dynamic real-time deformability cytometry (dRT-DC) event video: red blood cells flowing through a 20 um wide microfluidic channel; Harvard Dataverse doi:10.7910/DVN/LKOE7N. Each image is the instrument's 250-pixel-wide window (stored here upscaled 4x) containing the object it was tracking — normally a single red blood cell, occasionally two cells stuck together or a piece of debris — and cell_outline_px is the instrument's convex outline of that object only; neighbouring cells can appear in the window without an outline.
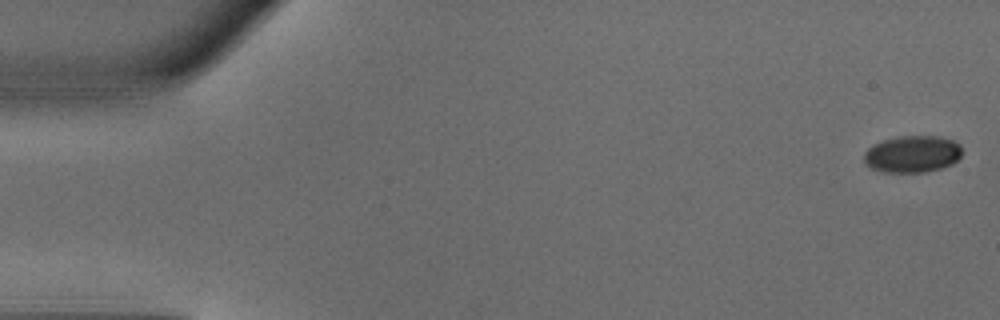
{"species": "common noctule bat (a hibernating species)", "species_latin": "Nyctalus noctula", "temperature_condition": "warm", "stored_images_in_passage": 49, "camera_frame_rate_fps": 3000, "um_per_image_px": 0.085, "animal": {"sex": "male", "body_mass_g": 18.8}, "frame": {"image": 1, "passage_image": 1, "time_ms": 0.0, "image_size_px": [1000, 320], "cell_outline_px": [[960, 156], [952, 164], [940, 168], [924, 172], [884, 172], [872, 168], [864, 164], [864, 152], [872, 144], [884, 140], [900, 136], [940, 136], [952, 140], [960, 144]], "centroid_in_image_um": [77.52, 13.09], "position_along_channel_um": 7.5, "area_um2": 21.04}}
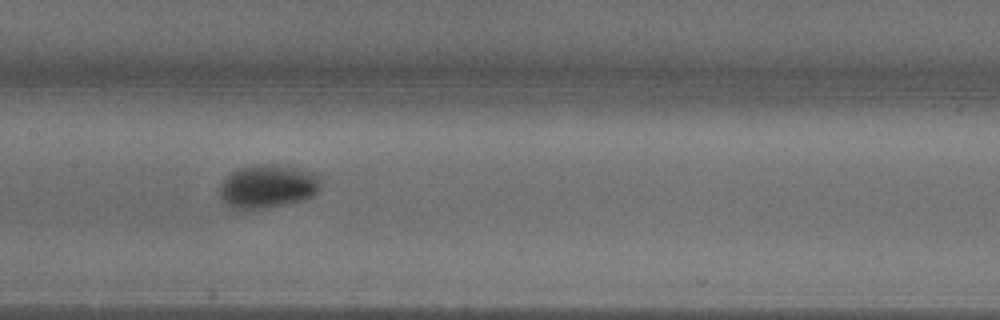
{"frame": {"image": 2, "passage_image": 24, "time_ms": 7.667, "image_size_px": [1000, 320], "cell_outline_px": [[320, 184], [316, 192], [312, 196], [300, 200], [284, 204], [244, 212], [228, 208], [224, 204], [220, 196], [220, 184], [232, 172], [240, 168], [252, 164], [272, 164], [312, 172], [316, 176]], "centroid_in_image_um": [22.65, 15.88], "position_along_channel_um": 184.8, "area_um2": 25.55}}
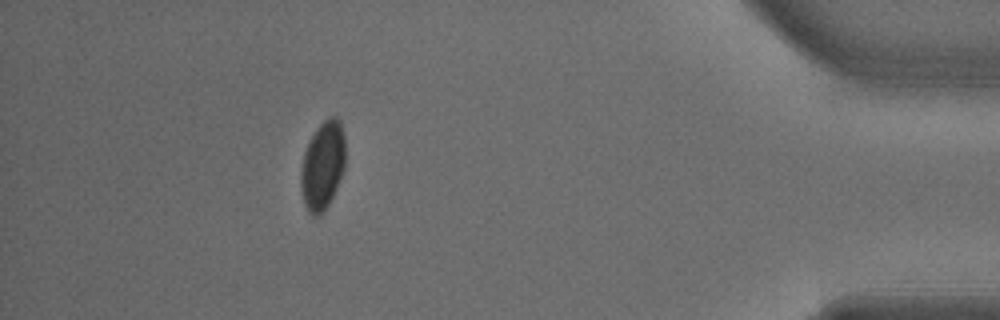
{"frame": {"image": 3, "passage_image": 44, "time_ms": 14.333, "image_size_px": [1000, 320], "cell_outline_px": [[344, 168], [336, 188], [328, 204], [320, 216], [312, 216], [308, 212], [304, 204], [300, 188], [300, 172], [304, 152], [316, 128], [328, 116], [336, 116], [340, 120], [344, 132]], "centroid_in_image_um": [27.41, 14.06], "position_along_channel_um": 407.8, "area_um2": 22.95}, "authors_computed_cell_mechanics": {"area_um2": 23.0044, "velocity_mm_per_s": 4.1257, "shape_relaxation_time_tau1_ms": 3.2103, "shape_relaxation_time_tau2_ms": null, "deformation_change_tau1": 0.094, "deformation_change_tau2": null}}